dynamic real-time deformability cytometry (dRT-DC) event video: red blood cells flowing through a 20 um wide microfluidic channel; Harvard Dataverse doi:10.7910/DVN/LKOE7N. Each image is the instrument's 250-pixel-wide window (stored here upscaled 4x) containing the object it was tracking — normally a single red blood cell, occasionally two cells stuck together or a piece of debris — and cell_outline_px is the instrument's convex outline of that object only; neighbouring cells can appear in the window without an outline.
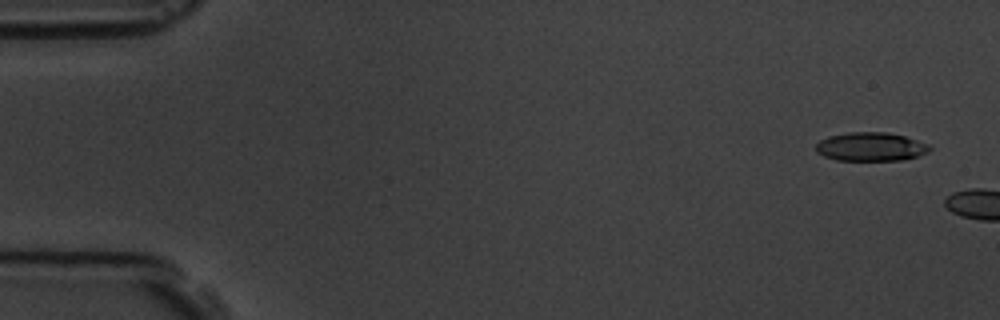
{"species": "common noctule bat (a hibernating species)", "species_latin": "Nyctalus noctula", "temperature_condition": "room temperature", "stored_images_in_passage": 2, "camera_frame_rate_fps": 3000, "um_per_image_px": 0.085, "animal": {"sex": "male", "body_mass_g": 19.5, "forearm_length_mm": 54.6}, "frame": {"image": 1, "passage_image": 1, "time_ms": 0.0, "image_size_px": [1000, 320], "cell_outline_px": [[932, 148], [928, 152], [916, 156], [900, 160], [836, 160], [824, 156], [816, 152], [816, 144], [820, 140], [828, 136], [848, 132], [888, 132], [904, 136], [928, 144]], "centroid_in_image_um": [73.99, 12.46], "position_along_channel_um": 11.0, "area_um2": 18.96}}